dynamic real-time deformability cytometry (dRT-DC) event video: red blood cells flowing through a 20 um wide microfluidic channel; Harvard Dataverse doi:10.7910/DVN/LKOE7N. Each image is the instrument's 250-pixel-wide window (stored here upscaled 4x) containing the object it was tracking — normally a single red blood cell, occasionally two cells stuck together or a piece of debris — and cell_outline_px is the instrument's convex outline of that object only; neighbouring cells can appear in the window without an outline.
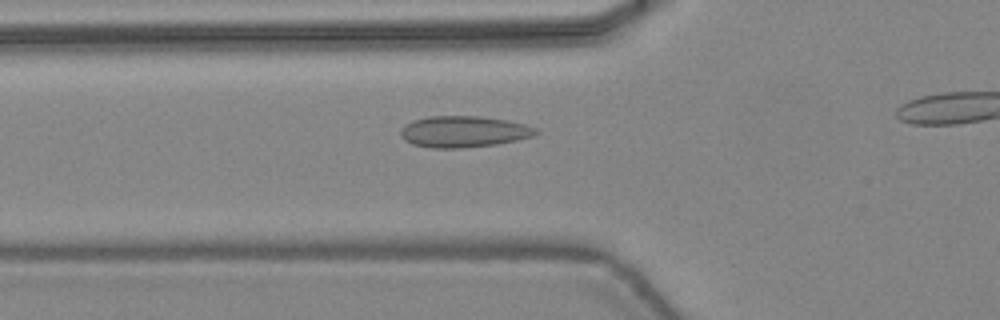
{"species": "common noctule bat (a hibernating species)", "species_latin": "Nyctalus noctula", "temperature_condition": "warm", "stored_images_in_passage": 28, "camera_frame_rate_fps": 3000, "um_per_image_px": 0.085, "animal": {"sex": "female", "body_mass_g": 24.6, "forearm_length_mm": 56.2}, "frame": {"image": 1, "passage_image": 5, "time_ms": 1.333, "image_size_px": [1000, 320], "cell_outline_px": [[540, 132], [532, 136], [516, 140], [496, 144], [460, 148], [432, 148], [412, 144], [404, 140], [400, 136], [400, 128], [404, 124], [412, 120], [428, 116], [480, 116], [508, 120], [524, 124], [536, 128]], "centroid_in_image_um": [39.37, 11.18], "position_along_channel_um": 86.4, "area_um2": 24.85}}
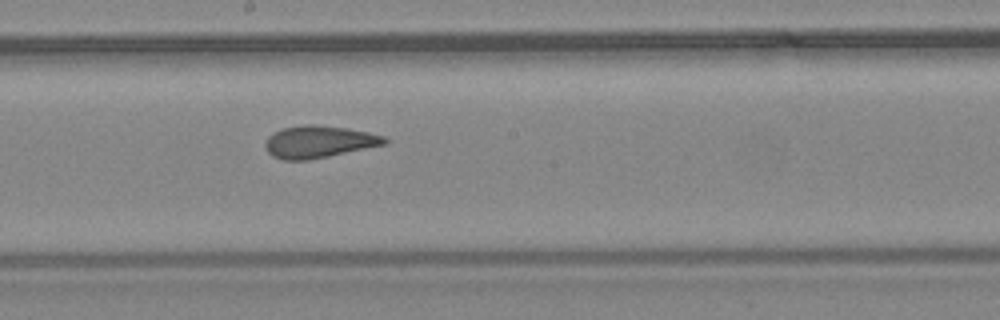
{"frame": {"image": 2, "passage_image": 14, "time_ms": 4.333, "image_size_px": [1000, 320], "cell_outline_px": [[388, 144], [308, 160], [284, 160], [272, 156], [264, 148], [264, 144], [268, 136], [284, 128], [304, 124], [312, 124], [348, 128], [368, 132], [384, 136], [388, 140]], "centroid_in_image_um": [27.11, 12.05], "position_along_channel_um": 221.1, "area_um2": 22.37}}
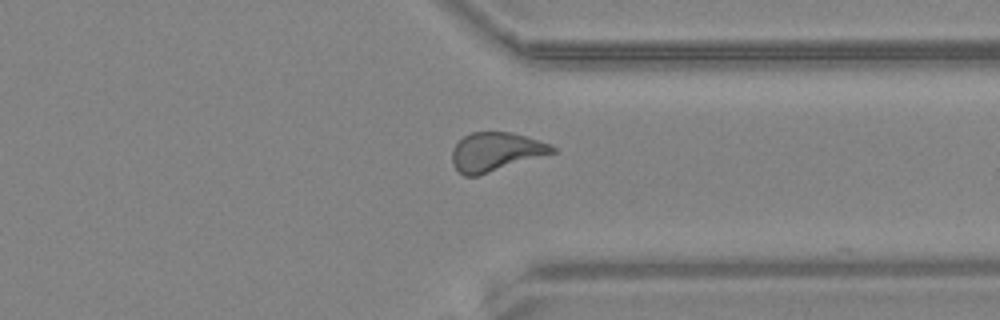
{"frame": {"image": 3, "passage_image": 24, "time_ms": 7.667, "image_size_px": [1000, 320], "cell_outline_px": [[556, 152], [480, 176], [464, 176], [452, 164], [452, 148], [464, 136], [472, 132], [512, 132], [552, 144], [556, 148]], "centroid_in_image_um": [42.15, 12.91], "position_along_channel_um": 369.3, "area_um2": 22.83}, "authors_computed_cell_mechanics": {"area_um2": 22.4842, "velocity_mm_per_s": 4.459, "shape_relaxation_time_tau1_ms": null, "shape_relaxation_time_tau2_ms": 1.0207, "deformation_change_tau1": null, "deformation_change_tau2": 0.0599}}